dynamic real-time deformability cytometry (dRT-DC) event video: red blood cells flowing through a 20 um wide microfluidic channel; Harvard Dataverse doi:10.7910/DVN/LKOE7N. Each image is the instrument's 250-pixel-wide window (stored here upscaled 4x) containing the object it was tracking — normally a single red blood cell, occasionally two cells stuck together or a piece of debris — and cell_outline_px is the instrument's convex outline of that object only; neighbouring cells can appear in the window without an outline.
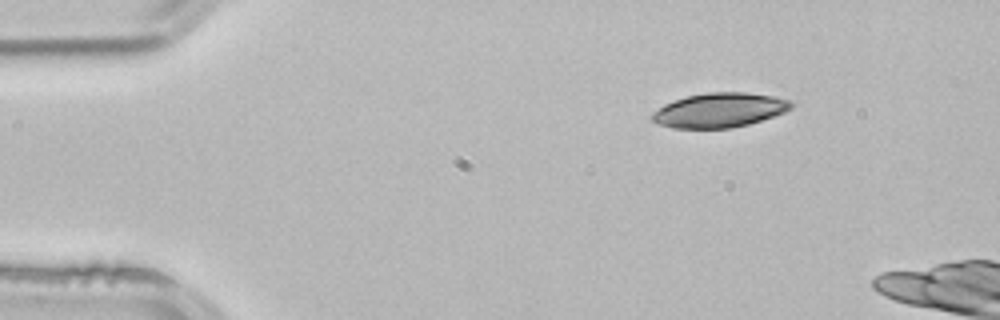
{"species": "common noctule bat (a hibernating species)", "species_latin": "Nyctalus noctula", "temperature_condition": "room temperature", "stored_images_in_passage": 3, "camera_frame_rate_fps": 3000, "um_per_image_px": 0.085, "animal": {"sex": "male", "body_mass_g": 21.5, "forearm_length_mm": 52.0}, "frame": {"image": 1, "passage_image": 1, "time_ms": 0.0, "image_size_px": [1000, 320], "cell_outline_px": [[792, 108], [784, 112], [748, 124], [732, 128], [672, 128], [660, 124], [652, 120], [648, 116], [652, 112], [664, 104], [688, 96], [708, 92], [744, 92], [776, 96], [788, 100], [792, 104]], "centroid_in_image_um": [61.13, 9.36], "position_along_channel_um": 23.9, "area_um2": 27.8}}